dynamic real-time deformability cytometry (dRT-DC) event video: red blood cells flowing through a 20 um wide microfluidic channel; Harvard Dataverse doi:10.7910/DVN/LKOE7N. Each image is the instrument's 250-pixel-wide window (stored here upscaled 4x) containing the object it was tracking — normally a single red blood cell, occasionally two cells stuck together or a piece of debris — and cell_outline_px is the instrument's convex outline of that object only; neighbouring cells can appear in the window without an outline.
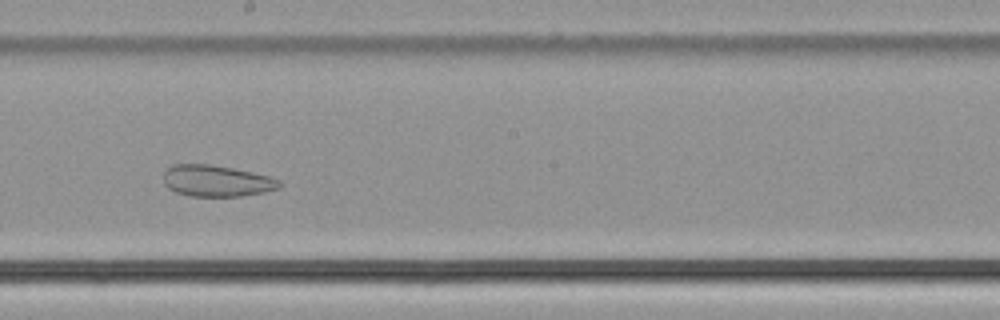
{"species": "common noctule bat (a hibernating species)", "species_latin": "Nyctalus noctula", "temperature_condition": "cold", "stored_images_in_passage": 28, "camera_frame_rate_fps": 3000, "um_per_image_px": 0.085, "animal": {"sex": "male", "body_mass_g": 21.5, "forearm_length_mm": 52.0}, "frame": {"image": 1, "passage_image": 13, "time_ms": 4.0, "image_size_px": [1000, 320], "cell_outline_px": [[284, 184], [280, 188], [264, 192], [240, 196], [188, 196], [176, 192], [168, 188], [164, 184], [164, 172], [172, 164], [208, 164], [232, 168], [252, 172], [268, 176], [280, 180]], "centroid_in_image_um": [18.42, 15.38], "position_along_channel_um": 229.8, "area_um2": 21.27}}
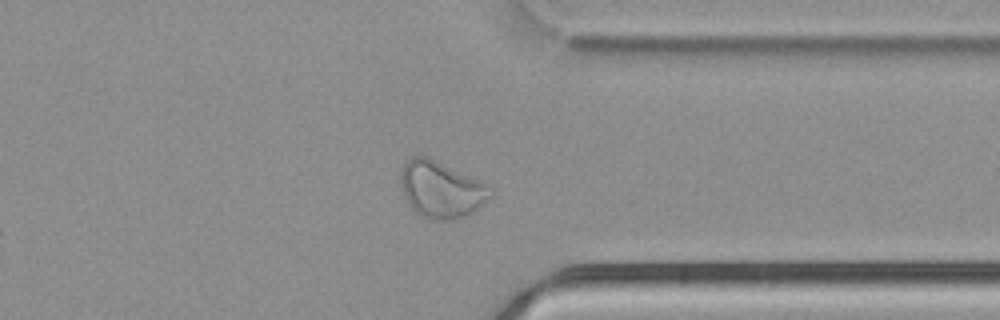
{"frame": {"image": 2, "passage_image": 24, "time_ms": 7.667, "image_size_px": [1000, 320], "cell_outline_px": [[492, 196], [472, 212], [464, 216], [448, 220], [432, 220], [420, 216], [408, 204], [404, 196], [400, 180], [400, 172], [404, 164], [412, 156], [428, 156], [480, 180], [488, 184], [492, 188]], "centroid_in_image_um": [37.49, 16.1], "position_along_channel_um": 373.9, "area_um2": 29.65}}